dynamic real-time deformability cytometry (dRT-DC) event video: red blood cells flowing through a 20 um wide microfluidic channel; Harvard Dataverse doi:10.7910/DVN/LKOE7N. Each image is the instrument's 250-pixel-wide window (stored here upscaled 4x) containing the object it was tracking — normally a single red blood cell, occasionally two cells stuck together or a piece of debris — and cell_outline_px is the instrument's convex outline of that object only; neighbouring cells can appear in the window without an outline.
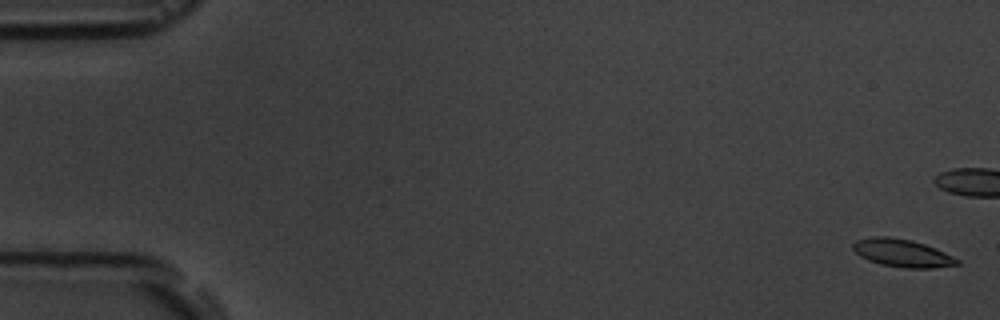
{"species": "common noctule bat (a hibernating species)", "species_latin": "Nyctalus noctula", "temperature_condition": "room temperature", "stored_images_in_passage": 18, "camera_frame_rate_fps": 3000, "um_per_image_px": 0.085, "animal": {"sex": "male", "body_mass_g": 19.5, "forearm_length_mm": 54.6}, "frame": {"image": 1, "passage_image": 1, "time_ms": 0.0, "image_size_px": [1000, 320], "cell_outline_px": [[960, 264], [932, 268], [904, 268], [880, 264], [868, 260], [860, 256], [852, 248], [852, 244], [856, 240], [872, 236], [888, 236], [912, 240], [936, 248], [960, 260]], "centroid_in_image_um": [76.67, 21.5], "position_along_channel_um": 8.3, "area_um2": 16.94}}
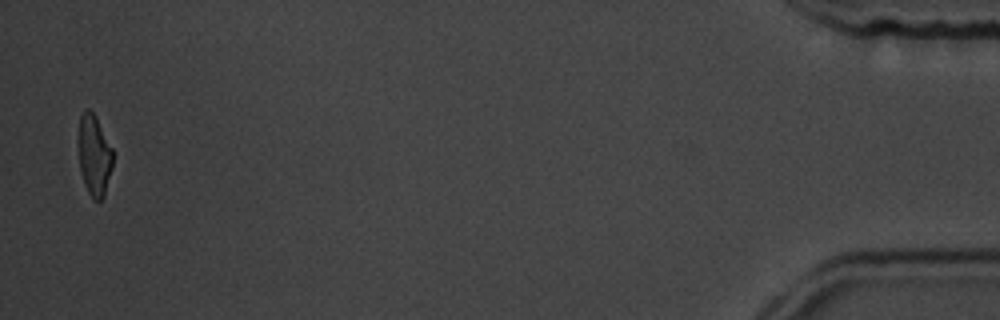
{"frame": {"image": 2, "passage_image": 18, "time_ms": 19.333, "image_size_px": [1000, 320], "cell_outline_px": [[112, 168], [104, 196], [100, 200], [92, 200], [84, 184], [80, 168], [76, 140], [80, 116], [84, 108], [88, 108], [96, 116], [112, 148]], "centroid_in_image_um": [7.97, 13.16], "position_along_channel_um": 427.2, "area_um2": 16.65}, "authors_computed_cell_mechanics": {"area_um2": 17.1377, "velocity_mm_per_s": 3.6043, "shape_relaxation_time_tau1_ms": 3.2637, "shape_relaxation_time_tau2_ms": 2.7062, "deformation_change_tau1": 0.1345, "deformation_change_tau2": 0.0687}}